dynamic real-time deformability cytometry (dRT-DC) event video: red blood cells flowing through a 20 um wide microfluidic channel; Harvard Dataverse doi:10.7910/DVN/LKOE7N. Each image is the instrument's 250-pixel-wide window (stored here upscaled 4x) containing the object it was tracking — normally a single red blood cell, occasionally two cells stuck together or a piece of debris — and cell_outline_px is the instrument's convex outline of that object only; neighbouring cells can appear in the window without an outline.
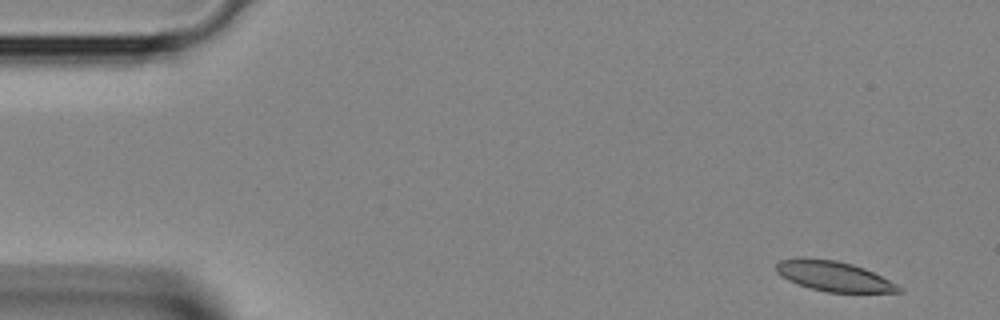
{"species": "Egyptian fruit bat (a non-hibernating species)", "species_latin": "Rousettus aegyptiacus", "temperature_condition": "room temperature", "stored_images_in_passage": 2, "camera_frame_rate_fps": 3000, "um_per_image_px": 0.085, "animal": {"sex": "female"}, "frame": {"image": 1, "passage_image": 1, "time_ms": 0.0, "image_size_px": [1000, 320], "cell_outline_px": [[904, 292], [828, 292], [808, 288], [796, 284], [780, 276], [776, 272], [776, 264], [780, 260], [800, 256], [804, 256], [836, 260], [852, 264], [864, 268], [896, 284]], "centroid_in_image_um": [70.77, 23.45], "position_along_channel_um": 14.2, "area_um2": 21.62}}
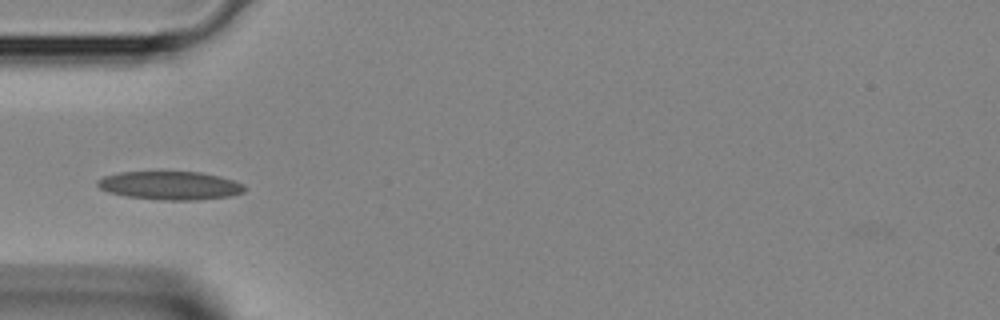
{"frame": {"image": 2, "passage_image": 2, "time_ms": 0.333, "image_size_px": [1000, 320], "cell_outline_px": [[248, 188], [244, 192], [232, 196], [196, 200], [160, 200], [124, 196], [108, 192], [100, 188], [96, 184], [96, 180], [104, 176], [120, 172], [200, 172], [220, 176], [244, 184]], "centroid_in_image_um": [14.48, 15.77], "position_along_channel_um": 70.5, "area_um2": 24.57}}